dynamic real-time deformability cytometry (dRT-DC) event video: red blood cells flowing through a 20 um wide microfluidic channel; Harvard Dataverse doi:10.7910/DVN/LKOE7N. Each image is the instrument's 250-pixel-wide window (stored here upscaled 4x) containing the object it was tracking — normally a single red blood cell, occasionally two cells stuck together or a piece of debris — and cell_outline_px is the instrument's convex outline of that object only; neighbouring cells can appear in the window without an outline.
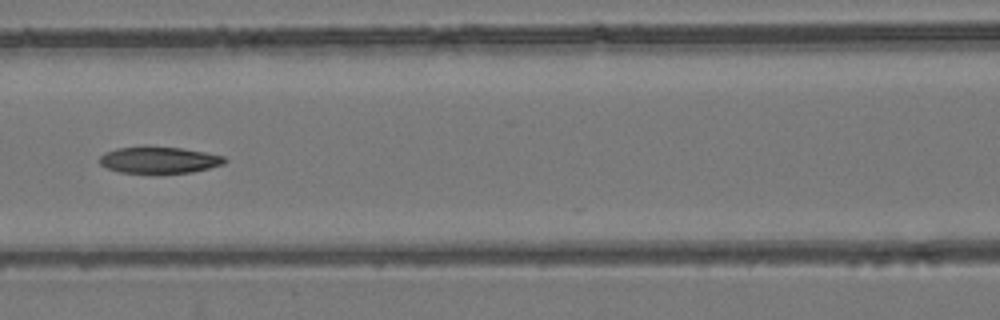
{"species": "common noctule bat (a hibernating species)", "species_latin": "Nyctalus noctula", "temperature_condition": "room temperature", "stored_images_in_passage": 5, "camera_frame_rate_fps": 3000, "um_per_image_px": 0.085, "animal": {"sex": "female", "body_mass_g": 24.6, "forearm_length_mm": 56.2}, "frame": {"image": 1, "passage_image": 5, "time_ms": 4.667, "image_size_px": [1000, 320], "cell_outline_px": [[228, 160], [224, 164], [192, 172], [156, 176], [120, 172], [108, 168], [100, 164], [100, 156], [104, 152], [116, 148], [144, 144], [180, 148], [204, 152], [224, 156]], "centroid_in_image_um": [13.48, 13.61], "position_along_channel_um": 153.1, "area_um2": 20.58}}